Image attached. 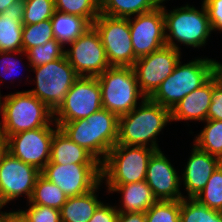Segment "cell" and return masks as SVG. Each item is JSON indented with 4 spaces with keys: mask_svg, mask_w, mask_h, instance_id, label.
Instances as JSON below:
<instances>
[{
    "mask_svg": "<svg viewBox=\"0 0 222 222\" xmlns=\"http://www.w3.org/2000/svg\"><path fill=\"white\" fill-rule=\"evenodd\" d=\"M102 107L118 117L131 112L146 96L141 92L133 67L110 66L97 76Z\"/></svg>",
    "mask_w": 222,
    "mask_h": 222,
    "instance_id": "obj_6",
    "label": "cell"
},
{
    "mask_svg": "<svg viewBox=\"0 0 222 222\" xmlns=\"http://www.w3.org/2000/svg\"><path fill=\"white\" fill-rule=\"evenodd\" d=\"M161 6L160 0H100V13L117 18H130Z\"/></svg>",
    "mask_w": 222,
    "mask_h": 222,
    "instance_id": "obj_25",
    "label": "cell"
},
{
    "mask_svg": "<svg viewBox=\"0 0 222 222\" xmlns=\"http://www.w3.org/2000/svg\"><path fill=\"white\" fill-rule=\"evenodd\" d=\"M18 0H0V13H3L11 4Z\"/></svg>",
    "mask_w": 222,
    "mask_h": 222,
    "instance_id": "obj_44",
    "label": "cell"
},
{
    "mask_svg": "<svg viewBox=\"0 0 222 222\" xmlns=\"http://www.w3.org/2000/svg\"><path fill=\"white\" fill-rule=\"evenodd\" d=\"M28 208L19 210L28 222H61L59 209L38 204H30Z\"/></svg>",
    "mask_w": 222,
    "mask_h": 222,
    "instance_id": "obj_36",
    "label": "cell"
},
{
    "mask_svg": "<svg viewBox=\"0 0 222 222\" xmlns=\"http://www.w3.org/2000/svg\"><path fill=\"white\" fill-rule=\"evenodd\" d=\"M56 125L76 144L85 148L94 156V130L86 119H78Z\"/></svg>",
    "mask_w": 222,
    "mask_h": 222,
    "instance_id": "obj_29",
    "label": "cell"
},
{
    "mask_svg": "<svg viewBox=\"0 0 222 222\" xmlns=\"http://www.w3.org/2000/svg\"><path fill=\"white\" fill-rule=\"evenodd\" d=\"M203 130L195 137L194 145L222 160V121L206 120Z\"/></svg>",
    "mask_w": 222,
    "mask_h": 222,
    "instance_id": "obj_27",
    "label": "cell"
},
{
    "mask_svg": "<svg viewBox=\"0 0 222 222\" xmlns=\"http://www.w3.org/2000/svg\"><path fill=\"white\" fill-rule=\"evenodd\" d=\"M222 163L217 156L198 149L194 144L182 173L187 198H194L205 186L212 173Z\"/></svg>",
    "mask_w": 222,
    "mask_h": 222,
    "instance_id": "obj_17",
    "label": "cell"
},
{
    "mask_svg": "<svg viewBox=\"0 0 222 222\" xmlns=\"http://www.w3.org/2000/svg\"><path fill=\"white\" fill-rule=\"evenodd\" d=\"M85 119L94 130V157L102 163L110 149L117 144L119 117L101 108Z\"/></svg>",
    "mask_w": 222,
    "mask_h": 222,
    "instance_id": "obj_18",
    "label": "cell"
},
{
    "mask_svg": "<svg viewBox=\"0 0 222 222\" xmlns=\"http://www.w3.org/2000/svg\"><path fill=\"white\" fill-rule=\"evenodd\" d=\"M180 222H222V213L186 197L180 200Z\"/></svg>",
    "mask_w": 222,
    "mask_h": 222,
    "instance_id": "obj_28",
    "label": "cell"
},
{
    "mask_svg": "<svg viewBox=\"0 0 222 222\" xmlns=\"http://www.w3.org/2000/svg\"><path fill=\"white\" fill-rule=\"evenodd\" d=\"M4 207V205H1L0 204V222H7V218H8V215L11 213V212H2L1 209Z\"/></svg>",
    "mask_w": 222,
    "mask_h": 222,
    "instance_id": "obj_45",
    "label": "cell"
},
{
    "mask_svg": "<svg viewBox=\"0 0 222 222\" xmlns=\"http://www.w3.org/2000/svg\"><path fill=\"white\" fill-rule=\"evenodd\" d=\"M200 203L216 211L222 210V163L212 173L206 186L194 197Z\"/></svg>",
    "mask_w": 222,
    "mask_h": 222,
    "instance_id": "obj_31",
    "label": "cell"
},
{
    "mask_svg": "<svg viewBox=\"0 0 222 222\" xmlns=\"http://www.w3.org/2000/svg\"><path fill=\"white\" fill-rule=\"evenodd\" d=\"M129 28L136 59L166 46L163 5L150 12L130 17Z\"/></svg>",
    "mask_w": 222,
    "mask_h": 222,
    "instance_id": "obj_15",
    "label": "cell"
},
{
    "mask_svg": "<svg viewBox=\"0 0 222 222\" xmlns=\"http://www.w3.org/2000/svg\"><path fill=\"white\" fill-rule=\"evenodd\" d=\"M69 45L65 56L79 76L97 77L110 67L100 35L93 26Z\"/></svg>",
    "mask_w": 222,
    "mask_h": 222,
    "instance_id": "obj_13",
    "label": "cell"
},
{
    "mask_svg": "<svg viewBox=\"0 0 222 222\" xmlns=\"http://www.w3.org/2000/svg\"><path fill=\"white\" fill-rule=\"evenodd\" d=\"M54 39L51 20H44L36 24L23 25L22 50L44 45Z\"/></svg>",
    "mask_w": 222,
    "mask_h": 222,
    "instance_id": "obj_32",
    "label": "cell"
},
{
    "mask_svg": "<svg viewBox=\"0 0 222 222\" xmlns=\"http://www.w3.org/2000/svg\"><path fill=\"white\" fill-rule=\"evenodd\" d=\"M24 11V0H18L0 13V51H22Z\"/></svg>",
    "mask_w": 222,
    "mask_h": 222,
    "instance_id": "obj_20",
    "label": "cell"
},
{
    "mask_svg": "<svg viewBox=\"0 0 222 222\" xmlns=\"http://www.w3.org/2000/svg\"><path fill=\"white\" fill-rule=\"evenodd\" d=\"M41 174L68 197L80 196L101 182V163L46 164Z\"/></svg>",
    "mask_w": 222,
    "mask_h": 222,
    "instance_id": "obj_10",
    "label": "cell"
},
{
    "mask_svg": "<svg viewBox=\"0 0 222 222\" xmlns=\"http://www.w3.org/2000/svg\"><path fill=\"white\" fill-rule=\"evenodd\" d=\"M155 149L144 146L116 144L101 163V182L122 185L145 180L146 171Z\"/></svg>",
    "mask_w": 222,
    "mask_h": 222,
    "instance_id": "obj_5",
    "label": "cell"
},
{
    "mask_svg": "<svg viewBox=\"0 0 222 222\" xmlns=\"http://www.w3.org/2000/svg\"><path fill=\"white\" fill-rule=\"evenodd\" d=\"M92 26L99 33L110 66L132 67L137 60L130 36L129 19L99 14Z\"/></svg>",
    "mask_w": 222,
    "mask_h": 222,
    "instance_id": "obj_8",
    "label": "cell"
},
{
    "mask_svg": "<svg viewBox=\"0 0 222 222\" xmlns=\"http://www.w3.org/2000/svg\"><path fill=\"white\" fill-rule=\"evenodd\" d=\"M31 71L36 74L35 89L29 92L54 112L64 101V97L74 82L80 77L66 56L37 67Z\"/></svg>",
    "mask_w": 222,
    "mask_h": 222,
    "instance_id": "obj_7",
    "label": "cell"
},
{
    "mask_svg": "<svg viewBox=\"0 0 222 222\" xmlns=\"http://www.w3.org/2000/svg\"><path fill=\"white\" fill-rule=\"evenodd\" d=\"M0 138L45 126H54L53 112L29 91L5 95Z\"/></svg>",
    "mask_w": 222,
    "mask_h": 222,
    "instance_id": "obj_2",
    "label": "cell"
},
{
    "mask_svg": "<svg viewBox=\"0 0 222 222\" xmlns=\"http://www.w3.org/2000/svg\"><path fill=\"white\" fill-rule=\"evenodd\" d=\"M170 122L171 110L146 97L139 107L119 116L117 144L161 150L156 137Z\"/></svg>",
    "mask_w": 222,
    "mask_h": 222,
    "instance_id": "obj_1",
    "label": "cell"
},
{
    "mask_svg": "<svg viewBox=\"0 0 222 222\" xmlns=\"http://www.w3.org/2000/svg\"><path fill=\"white\" fill-rule=\"evenodd\" d=\"M212 66H213V72L216 74V76L219 78V80L222 82V63L211 59Z\"/></svg>",
    "mask_w": 222,
    "mask_h": 222,
    "instance_id": "obj_43",
    "label": "cell"
},
{
    "mask_svg": "<svg viewBox=\"0 0 222 222\" xmlns=\"http://www.w3.org/2000/svg\"><path fill=\"white\" fill-rule=\"evenodd\" d=\"M100 163L90 152L73 142L59 127L51 141L47 164Z\"/></svg>",
    "mask_w": 222,
    "mask_h": 222,
    "instance_id": "obj_22",
    "label": "cell"
},
{
    "mask_svg": "<svg viewBox=\"0 0 222 222\" xmlns=\"http://www.w3.org/2000/svg\"><path fill=\"white\" fill-rule=\"evenodd\" d=\"M68 196L63 193L61 188L49 181L42 174L36 180L33 194L29 204H38L56 209H61L67 201Z\"/></svg>",
    "mask_w": 222,
    "mask_h": 222,
    "instance_id": "obj_26",
    "label": "cell"
},
{
    "mask_svg": "<svg viewBox=\"0 0 222 222\" xmlns=\"http://www.w3.org/2000/svg\"><path fill=\"white\" fill-rule=\"evenodd\" d=\"M5 151H6V144H5L4 140H2L0 138V159Z\"/></svg>",
    "mask_w": 222,
    "mask_h": 222,
    "instance_id": "obj_46",
    "label": "cell"
},
{
    "mask_svg": "<svg viewBox=\"0 0 222 222\" xmlns=\"http://www.w3.org/2000/svg\"><path fill=\"white\" fill-rule=\"evenodd\" d=\"M55 127L45 126L10 135L4 140L6 151L42 171L50 161L51 141L58 126L55 124Z\"/></svg>",
    "mask_w": 222,
    "mask_h": 222,
    "instance_id": "obj_11",
    "label": "cell"
},
{
    "mask_svg": "<svg viewBox=\"0 0 222 222\" xmlns=\"http://www.w3.org/2000/svg\"><path fill=\"white\" fill-rule=\"evenodd\" d=\"M214 75L209 58L178 62L169 75L149 97L153 102L172 110L186 95L204 85Z\"/></svg>",
    "mask_w": 222,
    "mask_h": 222,
    "instance_id": "obj_4",
    "label": "cell"
},
{
    "mask_svg": "<svg viewBox=\"0 0 222 222\" xmlns=\"http://www.w3.org/2000/svg\"><path fill=\"white\" fill-rule=\"evenodd\" d=\"M170 160L161 150L150 158L145 181L153 191L157 200H181L186 198L180 191L182 181Z\"/></svg>",
    "mask_w": 222,
    "mask_h": 222,
    "instance_id": "obj_16",
    "label": "cell"
},
{
    "mask_svg": "<svg viewBox=\"0 0 222 222\" xmlns=\"http://www.w3.org/2000/svg\"><path fill=\"white\" fill-rule=\"evenodd\" d=\"M14 54H19L22 56L23 54L26 55L27 53L22 51H16V52H6V51H0V70L2 71V75H0L2 78L6 79V74L11 75L18 73L19 69L17 67L18 61L15 59L16 56ZM14 57H13V56ZM19 65V64H18ZM11 77H13L11 75ZM3 81V80H0Z\"/></svg>",
    "mask_w": 222,
    "mask_h": 222,
    "instance_id": "obj_39",
    "label": "cell"
},
{
    "mask_svg": "<svg viewBox=\"0 0 222 222\" xmlns=\"http://www.w3.org/2000/svg\"><path fill=\"white\" fill-rule=\"evenodd\" d=\"M101 108L102 94L97 77L80 76L53 112V120L55 123H66L85 119Z\"/></svg>",
    "mask_w": 222,
    "mask_h": 222,
    "instance_id": "obj_9",
    "label": "cell"
},
{
    "mask_svg": "<svg viewBox=\"0 0 222 222\" xmlns=\"http://www.w3.org/2000/svg\"><path fill=\"white\" fill-rule=\"evenodd\" d=\"M100 186L101 182L86 194L68 197L60 209L61 222H88L102 203L96 194Z\"/></svg>",
    "mask_w": 222,
    "mask_h": 222,
    "instance_id": "obj_23",
    "label": "cell"
},
{
    "mask_svg": "<svg viewBox=\"0 0 222 222\" xmlns=\"http://www.w3.org/2000/svg\"><path fill=\"white\" fill-rule=\"evenodd\" d=\"M65 48L54 38L44 45L30 48L26 51V58L30 67L47 64L65 56Z\"/></svg>",
    "mask_w": 222,
    "mask_h": 222,
    "instance_id": "obj_33",
    "label": "cell"
},
{
    "mask_svg": "<svg viewBox=\"0 0 222 222\" xmlns=\"http://www.w3.org/2000/svg\"><path fill=\"white\" fill-rule=\"evenodd\" d=\"M118 214L119 211L116 206L107 205L102 202L88 222H116Z\"/></svg>",
    "mask_w": 222,
    "mask_h": 222,
    "instance_id": "obj_40",
    "label": "cell"
},
{
    "mask_svg": "<svg viewBox=\"0 0 222 222\" xmlns=\"http://www.w3.org/2000/svg\"><path fill=\"white\" fill-rule=\"evenodd\" d=\"M116 222H146L145 212H119Z\"/></svg>",
    "mask_w": 222,
    "mask_h": 222,
    "instance_id": "obj_41",
    "label": "cell"
},
{
    "mask_svg": "<svg viewBox=\"0 0 222 222\" xmlns=\"http://www.w3.org/2000/svg\"><path fill=\"white\" fill-rule=\"evenodd\" d=\"M212 101V77L186 95L172 110L171 121H206Z\"/></svg>",
    "mask_w": 222,
    "mask_h": 222,
    "instance_id": "obj_19",
    "label": "cell"
},
{
    "mask_svg": "<svg viewBox=\"0 0 222 222\" xmlns=\"http://www.w3.org/2000/svg\"><path fill=\"white\" fill-rule=\"evenodd\" d=\"M24 6L23 25L49 20L55 12L54 0H24Z\"/></svg>",
    "mask_w": 222,
    "mask_h": 222,
    "instance_id": "obj_35",
    "label": "cell"
},
{
    "mask_svg": "<svg viewBox=\"0 0 222 222\" xmlns=\"http://www.w3.org/2000/svg\"><path fill=\"white\" fill-rule=\"evenodd\" d=\"M2 98H4V97L1 96V92H0V115H2V112H3V103L4 102H2V101H4V100ZM0 126H1V121H0Z\"/></svg>",
    "mask_w": 222,
    "mask_h": 222,
    "instance_id": "obj_47",
    "label": "cell"
},
{
    "mask_svg": "<svg viewBox=\"0 0 222 222\" xmlns=\"http://www.w3.org/2000/svg\"><path fill=\"white\" fill-rule=\"evenodd\" d=\"M212 31L222 32V0H203Z\"/></svg>",
    "mask_w": 222,
    "mask_h": 222,
    "instance_id": "obj_38",
    "label": "cell"
},
{
    "mask_svg": "<svg viewBox=\"0 0 222 222\" xmlns=\"http://www.w3.org/2000/svg\"><path fill=\"white\" fill-rule=\"evenodd\" d=\"M181 51L164 46L147 56L137 59L134 63L137 82L141 92L150 97L161 83L172 74L181 59Z\"/></svg>",
    "mask_w": 222,
    "mask_h": 222,
    "instance_id": "obj_14",
    "label": "cell"
},
{
    "mask_svg": "<svg viewBox=\"0 0 222 222\" xmlns=\"http://www.w3.org/2000/svg\"><path fill=\"white\" fill-rule=\"evenodd\" d=\"M7 222H28L24 215L19 211H12L7 218Z\"/></svg>",
    "mask_w": 222,
    "mask_h": 222,
    "instance_id": "obj_42",
    "label": "cell"
},
{
    "mask_svg": "<svg viewBox=\"0 0 222 222\" xmlns=\"http://www.w3.org/2000/svg\"><path fill=\"white\" fill-rule=\"evenodd\" d=\"M201 6L199 10L186 4L168 12L163 5L166 46L181 50L177 43L198 49L207 44L212 29L203 2Z\"/></svg>",
    "mask_w": 222,
    "mask_h": 222,
    "instance_id": "obj_3",
    "label": "cell"
},
{
    "mask_svg": "<svg viewBox=\"0 0 222 222\" xmlns=\"http://www.w3.org/2000/svg\"><path fill=\"white\" fill-rule=\"evenodd\" d=\"M41 171L5 151L0 159V204L16 200L21 195L29 202Z\"/></svg>",
    "mask_w": 222,
    "mask_h": 222,
    "instance_id": "obj_12",
    "label": "cell"
},
{
    "mask_svg": "<svg viewBox=\"0 0 222 222\" xmlns=\"http://www.w3.org/2000/svg\"><path fill=\"white\" fill-rule=\"evenodd\" d=\"M54 38L63 46L74 42L83 35L92 24L83 17L55 10L51 17Z\"/></svg>",
    "mask_w": 222,
    "mask_h": 222,
    "instance_id": "obj_24",
    "label": "cell"
},
{
    "mask_svg": "<svg viewBox=\"0 0 222 222\" xmlns=\"http://www.w3.org/2000/svg\"><path fill=\"white\" fill-rule=\"evenodd\" d=\"M55 10L86 18L91 24L100 14V0H54Z\"/></svg>",
    "mask_w": 222,
    "mask_h": 222,
    "instance_id": "obj_30",
    "label": "cell"
},
{
    "mask_svg": "<svg viewBox=\"0 0 222 222\" xmlns=\"http://www.w3.org/2000/svg\"><path fill=\"white\" fill-rule=\"evenodd\" d=\"M208 120L222 121V82L216 74L212 76V101L208 110Z\"/></svg>",
    "mask_w": 222,
    "mask_h": 222,
    "instance_id": "obj_37",
    "label": "cell"
},
{
    "mask_svg": "<svg viewBox=\"0 0 222 222\" xmlns=\"http://www.w3.org/2000/svg\"><path fill=\"white\" fill-rule=\"evenodd\" d=\"M108 193H121L119 212H146L158 200L145 180L122 185H106ZM121 207V208H120Z\"/></svg>",
    "mask_w": 222,
    "mask_h": 222,
    "instance_id": "obj_21",
    "label": "cell"
},
{
    "mask_svg": "<svg viewBox=\"0 0 222 222\" xmlns=\"http://www.w3.org/2000/svg\"><path fill=\"white\" fill-rule=\"evenodd\" d=\"M145 217L146 222H180V200H158Z\"/></svg>",
    "mask_w": 222,
    "mask_h": 222,
    "instance_id": "obj_34",
    "label": "cell"
}]
</instances>
